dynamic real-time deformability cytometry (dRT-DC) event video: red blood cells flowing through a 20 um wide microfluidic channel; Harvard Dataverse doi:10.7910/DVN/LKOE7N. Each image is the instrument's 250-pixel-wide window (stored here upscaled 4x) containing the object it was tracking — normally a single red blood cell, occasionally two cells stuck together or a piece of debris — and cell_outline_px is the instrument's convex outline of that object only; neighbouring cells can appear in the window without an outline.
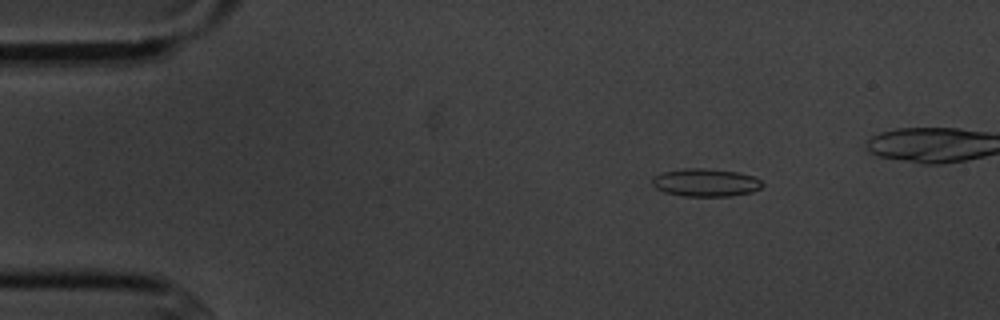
{"species": "common noctule bat (a hibernating species)", "species_latin": "Nyctalus noctula", "temperature_condition": "cold", "stored_images_in_passage": 4, "camera_frame_rate_fps": 3000, "um_per_image_px": 0.085, "animal": {"sex": "male", "body_mass_g": 20.1, "forearm_length_mm": 53.5}, "frame": {"image": 1, "passage_image": 1, "time_ms": 0.0, "image_size_px": [1000, 320], "cell_outline_px": [[764, 184], [760, 188], [752, 192], [728, 196], [684, 196], [664, 192], [656, 188], [652, 184], [652, 176], [664, 172], [684, 168], [704, 168], [740, 172], [752, 176], [760, 180]], "centroid_in_image_um": [59.97, 15.51], "position_along_channel_um": 25.0, "area_um2": 17.92}}